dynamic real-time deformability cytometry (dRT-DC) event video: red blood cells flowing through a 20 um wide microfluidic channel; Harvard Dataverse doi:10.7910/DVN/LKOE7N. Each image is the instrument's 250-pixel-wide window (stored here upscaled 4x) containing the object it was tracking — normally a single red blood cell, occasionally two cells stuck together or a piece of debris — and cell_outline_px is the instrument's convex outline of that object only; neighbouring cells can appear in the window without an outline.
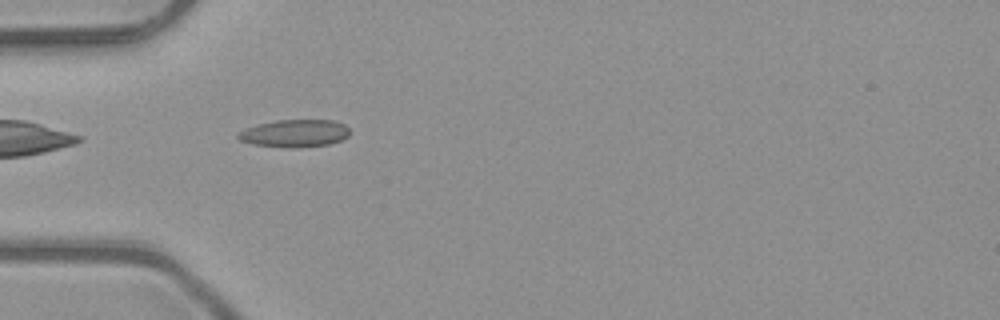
{"species": "common noctule bat (a hibernating species)", "species_latin": "Nyctalus noctula", "temperature_condition": "room temperature", "stored_images_in_passage": 5, "camera_frame_rate_fps": 3000, "um_per_image_px": 0.085, "animal": {"sex": "male", "body_mass_g": 23.1, "forearm_length_mm": 52.7}, "frame": {"image": 1, "passage_image": 5, "time_ms": 1.333, "image_size_px": [1000, 320], "cell_outline_px": [[348, 136], [332, 144], [300, 148], [284, 148], [252, 144], [240, 140], [236, 136], [236, 132], [260, 124], [276, 120], [332, 120], [344, 124], [348, 128]], "centroid_in_image_um": [25.04, 11.35], "position_along_channel_um": 60.0, "area_um2": 18.03}}